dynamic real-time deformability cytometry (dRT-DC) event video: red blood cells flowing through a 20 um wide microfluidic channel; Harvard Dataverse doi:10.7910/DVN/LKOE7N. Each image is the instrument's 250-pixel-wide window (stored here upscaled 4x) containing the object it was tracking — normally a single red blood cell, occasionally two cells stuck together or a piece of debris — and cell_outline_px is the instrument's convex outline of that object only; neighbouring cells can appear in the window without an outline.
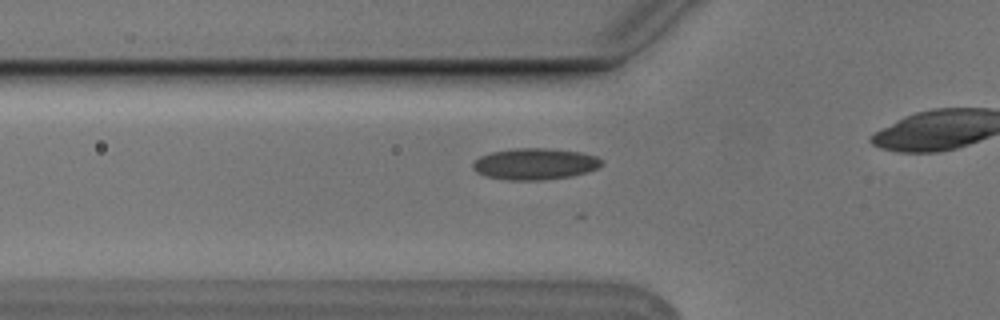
{"species": "Egyptian fruit bat (a non-hibernating species)", "species_latin": "Rousettus aegyptiacus", "temperature_condition": "cold", "stored_images_in_passage": 3, "camera_frame_rate_fps": 3000, "um_per_image_px": 0.085, "animal": {"sex": "male"}, "frame": {"image": 1, "passage_image": 3, "time_ms": 0.667, "image_size_px": [1000, 320], "cell_outline_px": [[604, 164], [596, 168], [572, 176], [540, 180], [504, 180], [488, 176], [476, 172], [472, 168], [472, 164], [480, 156], [492, 152], [516, 148], [548, 148], [580, 152], [596, 156], [604, 160]], "centroid_in_image_um": [45.47, 13.93], "position_along_channel_um": 80.3, "area_um2": 23.52}}